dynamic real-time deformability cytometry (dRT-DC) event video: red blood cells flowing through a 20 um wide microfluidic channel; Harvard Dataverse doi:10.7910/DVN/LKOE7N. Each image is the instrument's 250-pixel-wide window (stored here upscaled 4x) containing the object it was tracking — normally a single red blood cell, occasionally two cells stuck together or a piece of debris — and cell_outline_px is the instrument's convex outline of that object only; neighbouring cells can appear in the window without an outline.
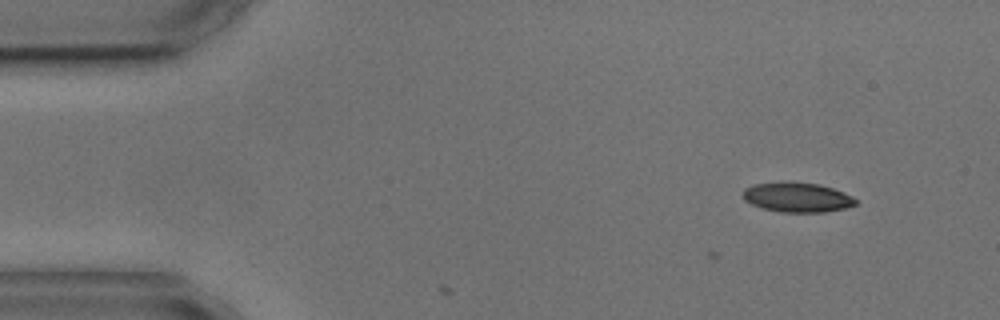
{"species": "common noctule bat (a hibernating species)", "species_latin": "Nyctalus noctula", "temperature_condition": "cold", "stored_images_in_passage": 6, "camera_frame_rate_fps": 3000, "um_per_image_px": 0.085, "animal": {"sex": "male", "body_mass_g": 17.9, "forearm_length_mm": 54.2}, "frame": {"image": 1, "passage_image": 2, "time_ms": 2.0, "image_size_px": [1000, 320], "cell_outline_px": [[856, 204], [844, 208], [824, 212], [780, 212], [760, 208], [744, 200], [744, 188], [756, 184], [788, 180], [820, 184], [844, 192], [852, 196], [856, 200]], "centroid_in_image_um": [67.75, 16.75], "position_along_channel_um": 17.3, "area_um2": 19.71}}
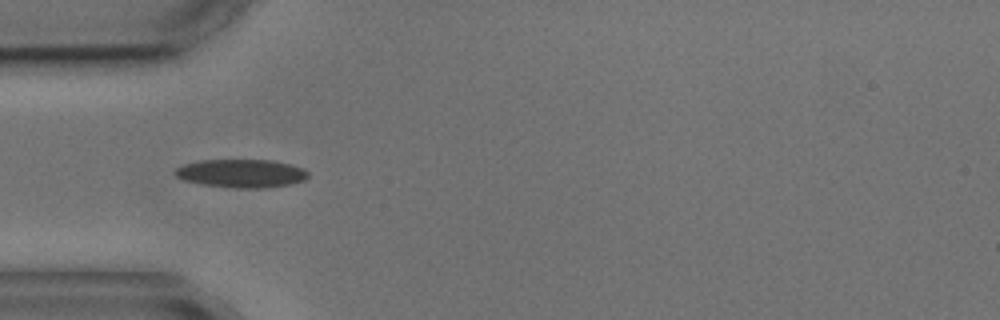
{"frame": {"image": 2, "passage_image": 5, "time_ms": 5.667, "image_size_px": [1000, 320], "cell_outline_px": [[308, 176], [304, 180], [292, 184], [264, 188], [236, 188], [204, 184], [184, 180], [176, 176], [176, 168], [184, 164], [200, 160], [272, 160], [292, 164], [304, 168], [308, 172]], "centroid_in_image_um": [20.57, 14.73], "position_along_channel_um": 64.4, "area_um2": 21.91}}